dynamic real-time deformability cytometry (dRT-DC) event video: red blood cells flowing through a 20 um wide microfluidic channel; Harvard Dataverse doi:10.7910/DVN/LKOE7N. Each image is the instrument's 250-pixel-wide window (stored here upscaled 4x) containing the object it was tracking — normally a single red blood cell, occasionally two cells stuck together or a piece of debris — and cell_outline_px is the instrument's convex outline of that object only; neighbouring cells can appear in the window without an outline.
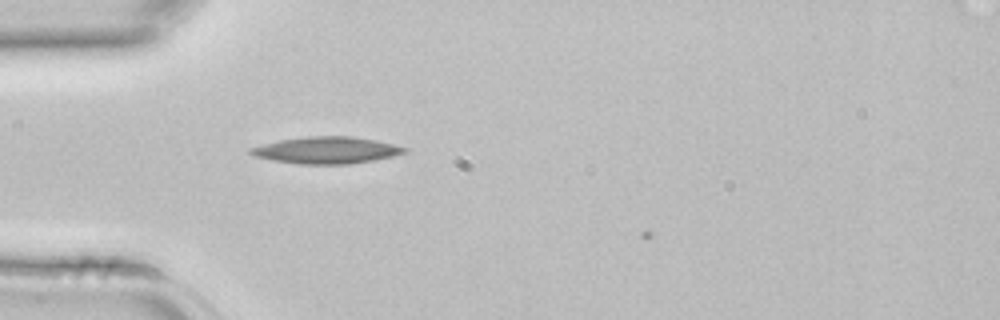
{"species": "common noctule bat (a hibernating species)", "species_latin": "Nyctalus noctula", "temperature_condition": "room temperature", "stored_images_in_passage": 2, "camera_frame_rate_fps": 3000, "um_per_image_px": 0.085, "animal": {"sex": "female", "body_mass_g": 22.7, "forearm_length_mm": 54.2}, "frame": {"image": 1, "passage_image": 2, "time_ms": 0.333, "image_size_px": [1000, 320], "cell_outline_px": [[408, 152], [392, 156], [352, 164], [300, 164], [272, 160], [256, 156], [248, 152], [248, 148], [280, 140], [308, 136], [348, 136], [372, 140], [392, 144], [408, 148]], "centroid_in_image_um": [27.74, 12.77], "position_along_channel_um": 57.3, "area_um2": 23.76}}